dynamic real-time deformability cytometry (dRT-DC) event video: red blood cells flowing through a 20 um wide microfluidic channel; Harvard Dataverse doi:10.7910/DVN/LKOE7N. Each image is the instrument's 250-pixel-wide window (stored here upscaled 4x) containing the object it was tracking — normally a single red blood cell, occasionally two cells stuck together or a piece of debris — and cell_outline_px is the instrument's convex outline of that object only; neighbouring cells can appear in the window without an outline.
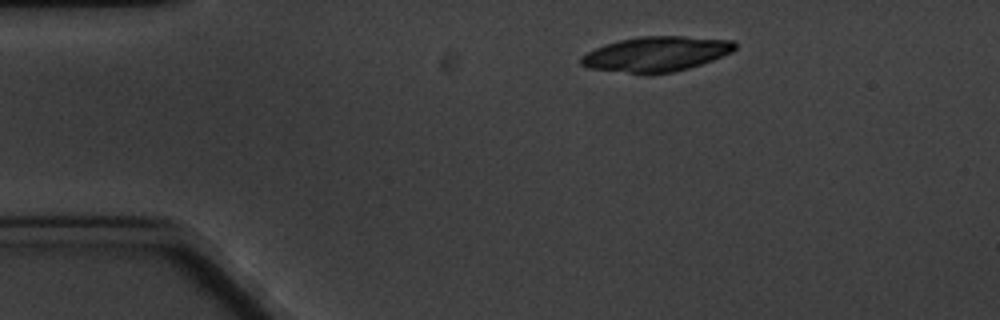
{"species": "common noctule bat (a hibernating species)", "species_latin": "Nyctalus noctula", "temperature_condition": "cold", "stored_images_in_passage": 7, "camera_frame_rate_fps": 3000, "um_per_image_px": 0.085, "animal": {"sex": "male", "body_mass_g": 20.1, "forearm_length_mm": 53.5}, "frame": {"image": 1, "passage_image": 7, "time_ms": 8.0, "image_size_px": [1000, 320], "cell_outline_px": [[736, 48], [732, 52], [712, 60], [688, 68], [672, 72], [628, 72], [588, 68], [580, 64], [580, 56], [604, 44], [620, 40], [640, 36], [684, 36], [736, 40]], "centroid_in_image_um": [55.8, 4.56], "position_along_channel_um": 29.2, "area_um2": 30.92}}